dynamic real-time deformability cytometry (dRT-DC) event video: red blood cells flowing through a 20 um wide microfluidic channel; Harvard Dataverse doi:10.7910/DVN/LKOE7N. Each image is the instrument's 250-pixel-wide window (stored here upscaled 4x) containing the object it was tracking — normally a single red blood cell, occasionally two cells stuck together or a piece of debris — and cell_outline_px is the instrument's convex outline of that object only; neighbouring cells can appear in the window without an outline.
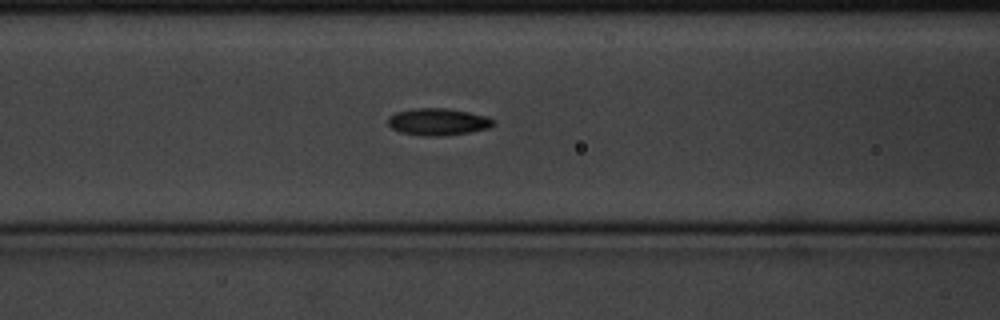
{"species": "common noctule bat (a hibernating species)", "species_latin": "Nyctalus noctula", "temperature_condition": "cold", "stored_images_in_passage": 4, "camera_frame_rate_fps": 3000, "um_per_image_px": 0.085, "animal": {"sex": "male", "body_mass_g": 20.1, "forearm_length_mm": 53.5}, "frame": {"image": 1, "passage_image": 4, "time_ms": 1.0, "image_size_px": [1000, 320], "cell_outline_px": [[496, 120], [488, 128], [468, 132], [440, 136], [424, 136], [400, 132], [392, 128], [388, 124], [388, 116], [396, 112], [416, 108], [448, 108], [488, 116]], "centroid_in_image_um": [37.22, 10.34], "position_along_channel_um": 129.4, "area_um2": 16.53}}